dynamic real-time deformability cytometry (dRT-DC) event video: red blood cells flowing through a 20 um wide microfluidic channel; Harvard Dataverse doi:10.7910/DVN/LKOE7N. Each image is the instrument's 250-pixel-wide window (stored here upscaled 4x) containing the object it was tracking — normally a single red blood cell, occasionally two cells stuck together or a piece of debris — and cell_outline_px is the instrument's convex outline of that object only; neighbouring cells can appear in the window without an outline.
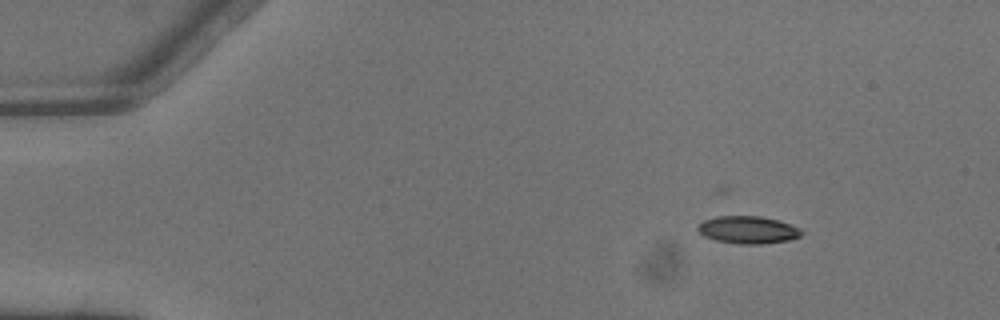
{"species": "common noctule bat (a hibernating species)", "species_latin": "Nyctalus noctula", "temperature_condition": "warm", "stored_images_in_passage": 4, "camera_frame_rate_fps": 3000, "um_per_image_px": 0.085, "animal": {"sex": "male", "body_mass_g": 13.3}, "frame": {"image": 1, "passage_image": 1, "time_ms": 0.0, "image_size_px": [1000, 320], "cell_outline_px": [[804, 232], [800, 236], [788, 240], [760, 244], [736, 244], [716, 240], [704, 236], [696, 228], [704, 220], [716, 216], [760, 216], [780, 220], [800, 228]], "centroid_in_image_um": [63.59, 19.53], "position_along_channel_um": 21.4, "area_um2": 16.65}}
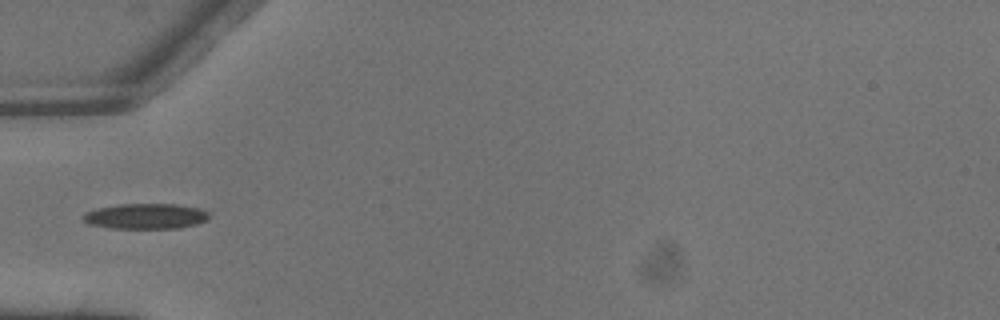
{"frame": {"image": 2, "passage_image": 4, "time_ms": 1.0, "image_size_px": [1000, 320], "cell_outline_px": [[212, 216], [208, 220], [196, 224], [180, 228], [112, 228], [88, 224], [84, 220], [84, 212], [96, 208], [120, 204], [176, 204], [200, 208], [212, 212]], "centroid_in_image_um": [12.46, 18.37], "position_along_channel_um": 72.5, "area_um2": 18.9}}